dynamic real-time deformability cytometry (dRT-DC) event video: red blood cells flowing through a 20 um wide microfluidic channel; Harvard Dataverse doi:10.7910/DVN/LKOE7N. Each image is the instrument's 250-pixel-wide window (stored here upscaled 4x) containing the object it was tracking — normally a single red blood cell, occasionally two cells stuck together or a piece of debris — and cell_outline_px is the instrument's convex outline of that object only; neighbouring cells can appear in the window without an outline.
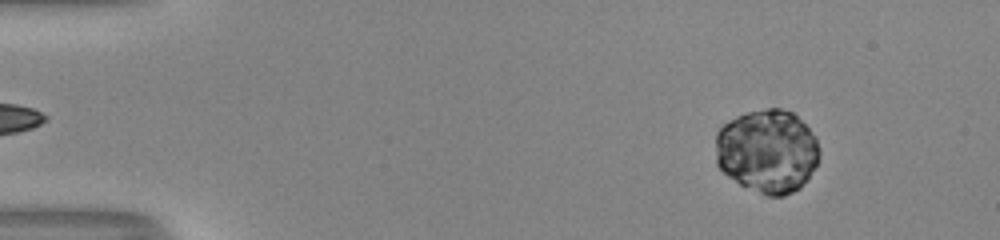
{"species": "human", "species_latin": "Homo sapiens", "temperature_condition": "room temperature", "stored_images_in_passage": 49, "camera_frame_rate_fps": 3000, "um_per_image_px": 0.085, "donor": {"sex": "male"}, "frame": {"image": 1, "passage_image": 2, "time_ms": 0.333, "image_size_px": [1000, 240], "cell_outline_px": [[820, 152], [816, 164], [808, 180], [800, 188], [784, 196], [768, 196], [740, 184], [728, 176], [716, 164], [716, 132], [724, 124], [736, 116], [748, 112], [768, 108], [780, 108], [792, 112], [816, 136]], "centroid_in_image_um": [65.23, 12.85], "position_along_channel_um": 19.8, "area_um2": 50.63}}
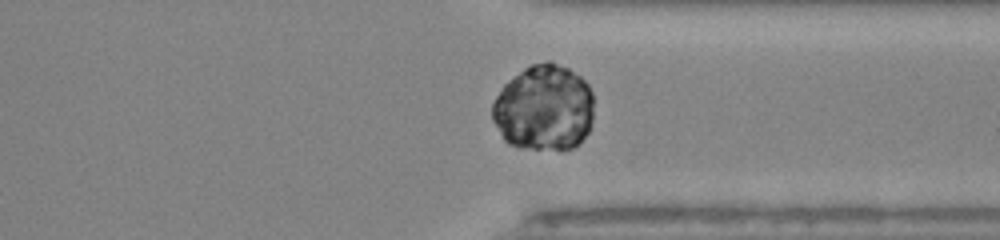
{"frame": {"image": 2, "passage_image": 37, "time_ms": 12.0, "image_size_px": [1000, 240], "cell_outline_px": [[592, 120], [588, 132], [572, 148], [520, 148], [508, 144], [504, 140], [492, 120], [492, 104], [500, 88], [512, 76], [524, 68], [532, 64], [548, 60], [568, 68], [580, 76], [588, 84], [592, 92]], "centroid_in_image_um": [46.2, 9.14], "position_along_channel_um": 365.2, "area_um2": 50.92}}
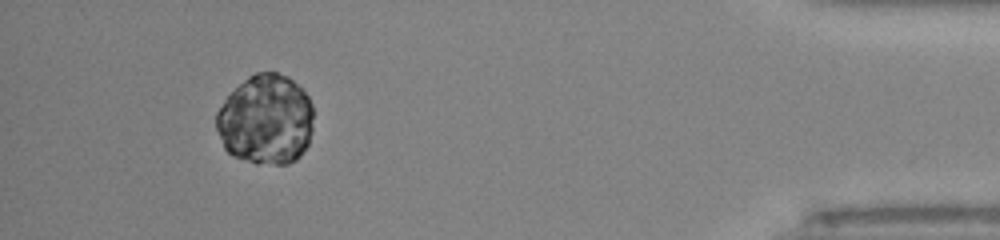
{"frame": {"image": 3, "passage_image": 45, "time_ms": 14.667, "image_size_px": [1000, 240], "cell_outline_px": [[312, 128], [308, 144], [300, 156], [296, 160], [288, 164], [256, 164], [236, 156], [228, 152], [224, 148], [216, 128], [216, 112], [224, 100], [248, 76], [256, 72], [276, 72], [288, 76], [308, 96], [312, 104]], "centroid_in_image_um": [22.6, 10.18], "position_along_channel_um": 412.6, "area_um2": 50.98}}